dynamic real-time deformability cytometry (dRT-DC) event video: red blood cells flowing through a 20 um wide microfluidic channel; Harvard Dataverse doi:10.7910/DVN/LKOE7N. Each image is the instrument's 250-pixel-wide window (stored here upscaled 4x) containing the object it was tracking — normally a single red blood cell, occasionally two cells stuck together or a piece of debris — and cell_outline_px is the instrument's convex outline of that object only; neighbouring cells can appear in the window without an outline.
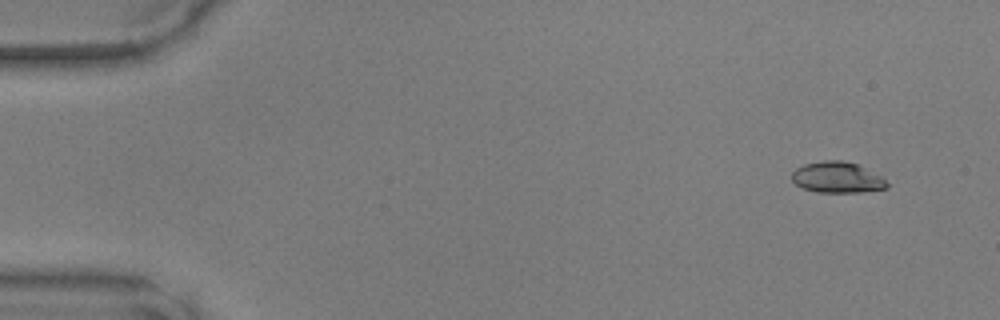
{"species": "common noctule bat (a hibernating species)", "species_latin": "Nyctalus noctula", "temperature_condition": "warm", "stored_images_in_passage": 9, "camera_frame_rate_fps": 3000, "um_per_image_px": 0.085, "animal": {"sex": "male", "body_mass_g": 17.9, "forearm_length_mm": 54.2}, "frame": {"image": 1, "passage_image": 1, "time_ms": 0.0, "image_size_px": [1000, 320], "cell_outline_px": [[888, 188], [860, 192], [816, 192], [804, 188], [796, 184], [792, 180], [792, 172], [796, 168], [804, 164], [824, 160], [840, 160], [856, 164], [880, 176], [888, 184]], "centroid_in_image_um": [71.13, 15.08], "position_along_channel_um": 13.9, "area_um2": 16.94}}